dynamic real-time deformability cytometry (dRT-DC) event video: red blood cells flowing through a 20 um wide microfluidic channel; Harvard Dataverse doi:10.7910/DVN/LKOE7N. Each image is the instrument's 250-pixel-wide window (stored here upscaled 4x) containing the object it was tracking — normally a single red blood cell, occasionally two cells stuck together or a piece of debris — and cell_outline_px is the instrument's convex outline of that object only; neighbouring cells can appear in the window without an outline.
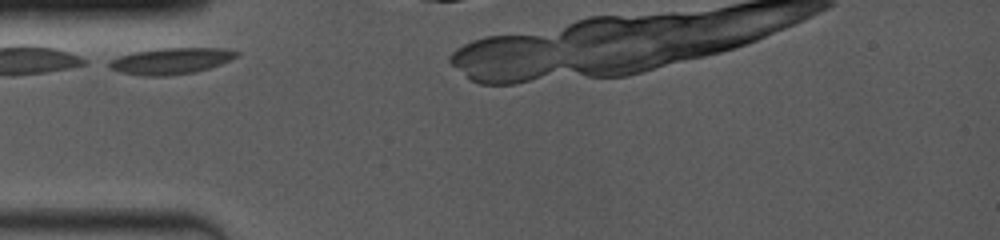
{"species": "common noctule bat (a hibernating species)", "species_latin": "Nyctalus noctula", "temperature_condition": "room temperature", "stored_images_in_passage": 2, "camera_frame_rate_fps": 4000, "um_per_image_px": 0.085, "animal": {"sex": "female", "body_mass_g": 19.0, "forearm_length_mm": 53.3}, "frame": {"image": 1, "passage_image": 1, "time_ms": 0.0, "image_size_px": [1000, 240], "cell_outline_px": [[240, 52], [236, 56], [220, 64], [196, 72], [168, 76], [144, 76], [120, 72], [108, 68], [100, 64], [108, 60], [120, 56], [136, 52], [164, 48], [224, 48]], "centroid_in_image_um": [14.43, 5.19], "position_along_channel_um": 70.6, "area_um2": 19.59}}